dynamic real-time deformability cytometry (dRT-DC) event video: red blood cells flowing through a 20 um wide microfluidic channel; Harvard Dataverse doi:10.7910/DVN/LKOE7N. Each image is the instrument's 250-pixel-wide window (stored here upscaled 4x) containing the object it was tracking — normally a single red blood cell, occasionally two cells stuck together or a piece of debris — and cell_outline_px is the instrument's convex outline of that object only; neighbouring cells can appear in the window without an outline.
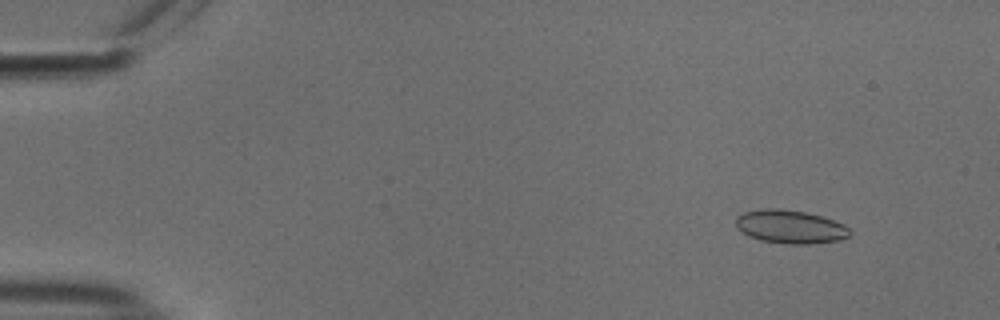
{"species": "common noctule bat (a hibernating species)", "species_latin": "Nyctalus noctula", "temperature_condition": "cold", "stored_images_in_passage": 51, "camera_frame_rate_fps": 3000, "um_per_image_px": 0.085, "animal": {"sex": "male", "body_mass_g": 18.8}, "frame": {"image": 1, "passage_image": 3, "time_ms": 0.667, "image_size_px": [1000, 320], "cell_outline_px": [[852, 232], [848, 236], [840, 240], [808, 244], [784, 244], [760, 240], [748, 236], [736, 228], [736, 216], [744, 212], [764, 208], [780, 208], [808, 212], [844, 224]], "centroid_in_image_um": [67.14, 19.27], "position_along_channel_um": 17.9, "area_um2": 22.37}}
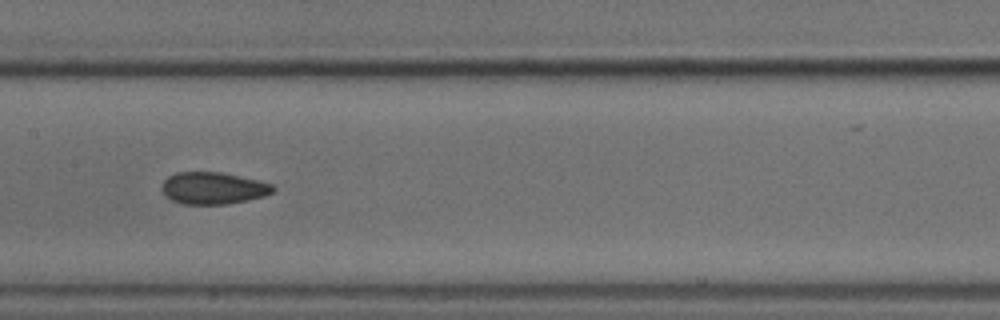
{"frame": {"image": 2, "passage_image": 25, "time_ms": 8.0, "image_size_px": [1000, 320], "cell_outline_px": [[276, 188], [272, 192], [264, 196], [248, 200], [228, 204], [184, 204], [172, 200], [160, 188], [164, 180], [168, 176], [176, 172], [220, 172], [256, 180], [272, 184]], "centroid_in_image_um": [18.11, 15.99], "position_along_channel_um": 189.3, "area_um2": 20.58}}
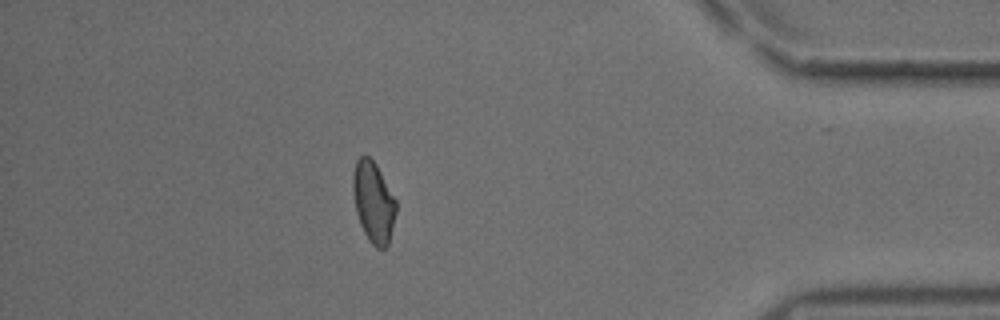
{"frame": {"image": 3, "passage_image": 45, "time_ms": 14.667, "image_size_px": [1000, 320], "cell_outline_px": [[396, 212], [388, 244], [384, 248], [376, 248], [368, 240], [360, 224], [356, 212], [352, 188], [352, 176], [356, 160], [360, 156], [368, 156], [376, 164], [396, 200]], "centroid_in_image_um": [31.72, 17.17], "position_along_channel_um": 403.5, "area_um2": 20.23}, "authors_computed_cell_mechanics": {"area_um2": 20.7502, "velocity_mm_per_s": 3.7761, "shape_relaxation_time_tau1_ms": null, "shape_relaxation_time_tau2_ms": 1.6915, "deformation_change_tau1": null, "deformation_change_tau2": 0.0505}}